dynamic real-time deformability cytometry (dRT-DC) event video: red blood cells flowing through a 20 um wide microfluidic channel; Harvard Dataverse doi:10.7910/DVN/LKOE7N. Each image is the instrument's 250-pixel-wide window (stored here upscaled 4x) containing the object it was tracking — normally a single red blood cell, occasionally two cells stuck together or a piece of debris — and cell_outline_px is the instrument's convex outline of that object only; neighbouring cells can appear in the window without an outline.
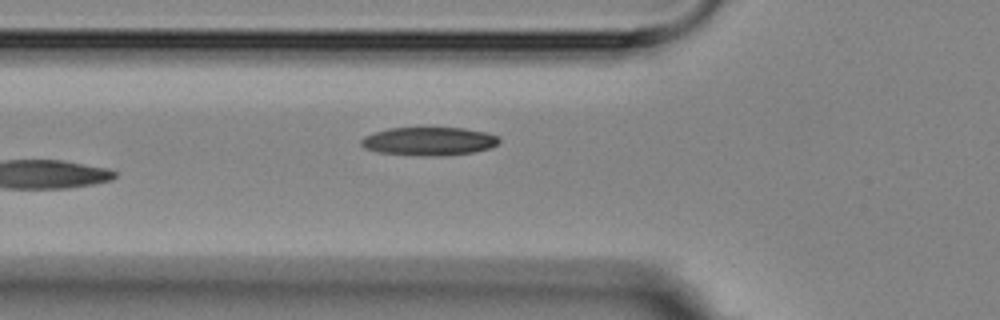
{"species": "Egyptian fruit bat (a non-hibernating species)", "species_latin": "Rousettus aegyptiacus", "temperature_condition": "room temperature", "stored_images_in_passage": 5, "camera_frame_rate_fps": 3000, "um_per_image_px": 0.085, "animal": {"sex": "female"}, "frame": {"image": 1, "passage_image": 5, "time_ms": 5.667, "image_size_px": [1000, 320], "cell_outline_px": [[500, 140], [492, 148], [472, 152], [444, 156], [424, 156], [380, 152], [364, 148], [360, 144], [360, 140], [364, 136], [388, 128], [464, 128], [484, 132], [500, 136]], "centroid_in_image_um": [36.48, 12.01], "position_along_channel_um": 89.3, "area_um2": 22.77}}